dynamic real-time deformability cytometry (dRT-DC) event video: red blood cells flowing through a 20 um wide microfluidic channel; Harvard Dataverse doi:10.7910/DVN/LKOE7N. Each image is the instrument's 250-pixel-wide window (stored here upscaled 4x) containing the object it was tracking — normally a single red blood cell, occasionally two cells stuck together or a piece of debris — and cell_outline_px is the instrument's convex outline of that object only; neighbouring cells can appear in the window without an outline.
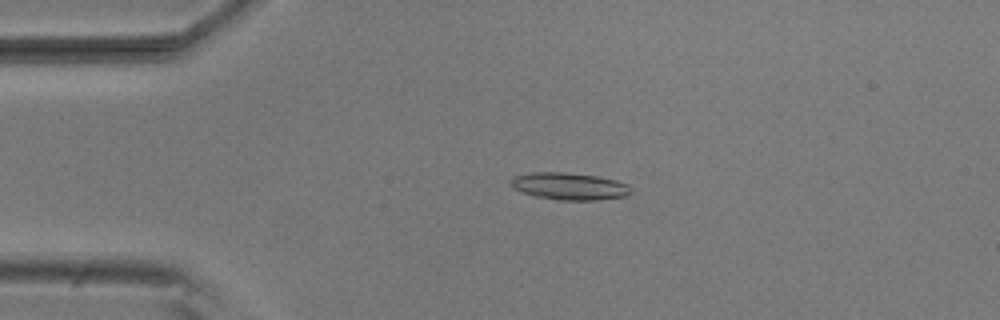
{"species": "common noctule bat (a hibernating species)", "species_latin": "Nyctalus noctula", "temperature_condition": "room temperature", "stored_images_in_passage": 17, "camera_frame_rate_fps": 3000, "um_per_image_px": 0.085, "animal": {"sex": "male", "body_mass_g": 20.5, "forearm_length_mm": 52.5}, "frame": {"image": 1, "passage_image": 12, "time_ms": 3.667, "image_size_px": [1000, 320], "cell_outline_px": [[632, 192], [624, 196], [596, 200], [556, 200], [536, 196], [512, 188], [512, 176], [532, 172], [564, 172], [596, 176], [616, 180], [628, 184]], "centroid_in_image_um": [48.39, 15.83], "position_along_channel_um": 36.6, "area_um2": 18.9}}
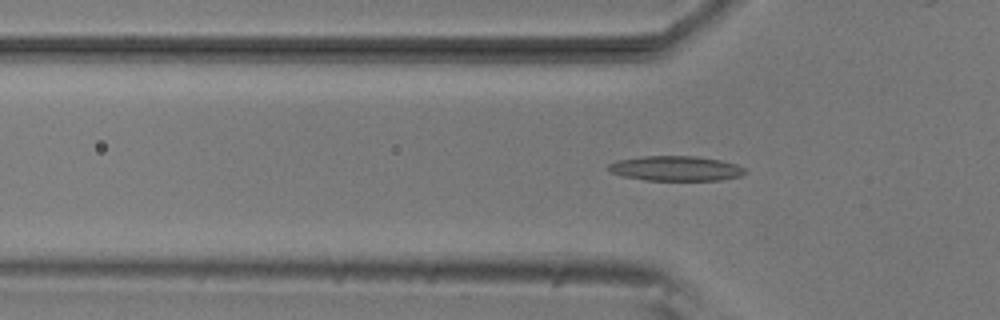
{"frame": {"image": 2, "passage_image": 17, "time_ms": 5.333, "image_size_px": [1000, 320], "cell_outline_px": [[748, 172], [740, 176], [720, 180], [644, 180], [620, 176], [608, 172], [608, 164], [616, 160], [644, 156], [696, 156], [720, 160], [736, 164], [744, 168]], "centroid_in_image_um": [57.4, 14.32], "position_along_channel_um": 68.4, "area_um2": 20.0}}